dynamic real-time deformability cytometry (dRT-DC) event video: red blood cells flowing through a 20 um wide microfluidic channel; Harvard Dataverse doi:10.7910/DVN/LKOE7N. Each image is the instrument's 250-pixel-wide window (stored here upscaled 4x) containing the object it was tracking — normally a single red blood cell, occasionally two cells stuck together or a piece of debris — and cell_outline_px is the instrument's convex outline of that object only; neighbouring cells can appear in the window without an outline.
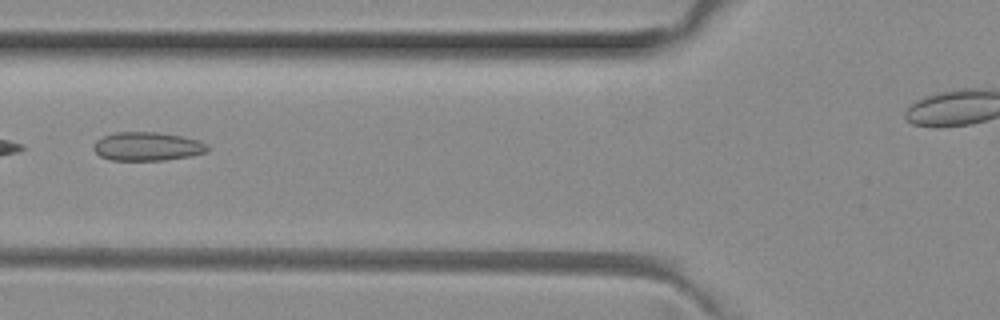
{"species": "common noctule bat (a hibernating species)", "species_latin": "Nyctalus noctula", "temperature_condition": "room temperature", "stored_images_in_passage": 3, "camera_frame_rate_fps": 3000, "um_per_image_px": 0.085, "animal": {"sex": "female", "body_mass_g": 29.2, "forearm_length_mm": 56.3}, "frame": {"image": 1, "passage_image": 3, "time_ms": 0.667, "image_size_px": [1000, 320], "cell_outline_px": [[208, 152], [192, 156], [164, 160], [112, 160], [100, 156], [92, 148], [96, 140], [104, 136], [116, 132], [156, 132], [180, 136], [200, 140], [208, 144]], "centroid_in_image_um": [12.55, 12.45], "position_along_channel_um": 113.3, "area_um2": 19.07}}